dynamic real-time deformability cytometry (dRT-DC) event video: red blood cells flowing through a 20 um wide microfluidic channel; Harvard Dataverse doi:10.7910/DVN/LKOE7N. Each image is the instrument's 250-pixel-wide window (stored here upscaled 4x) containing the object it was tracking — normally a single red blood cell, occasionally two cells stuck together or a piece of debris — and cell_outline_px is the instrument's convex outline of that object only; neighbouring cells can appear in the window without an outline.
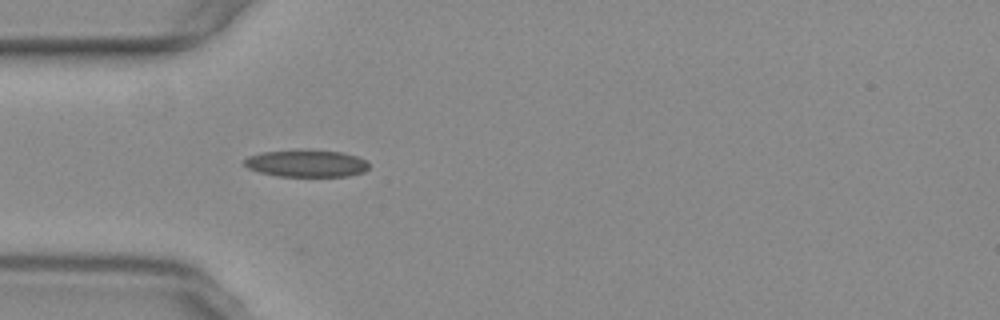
{"species": "common noctule bat (a hibernating species)", "species_latin": "Nyctalus noctula", "temperature_condition": "warm", "stored_images_in_passage": 35, "camera_frame_rate_fps": 3000, "um_per_image_px": 0.085, "animal": {"sex": "female", "body_mass_g": 29.2, "forearm_length_mm": 56.3}, "frame": {"image": 1, "passage_image": 1, "time_ms": 0.0, "image_size_px": [1000, 320], "cell_outline_px": [[368, 168], [364, 172], [348, 176], [280, 176], [260, 172], [248, 168], [244, 164], [244, 160], [248, 156], [260, 152], [296, 148], [344, 152], [368, 160]], "centroid_in_image_um": [26.05, 13.86], "position_along_channel_um": 59.0, "area_um2": 20.17}}
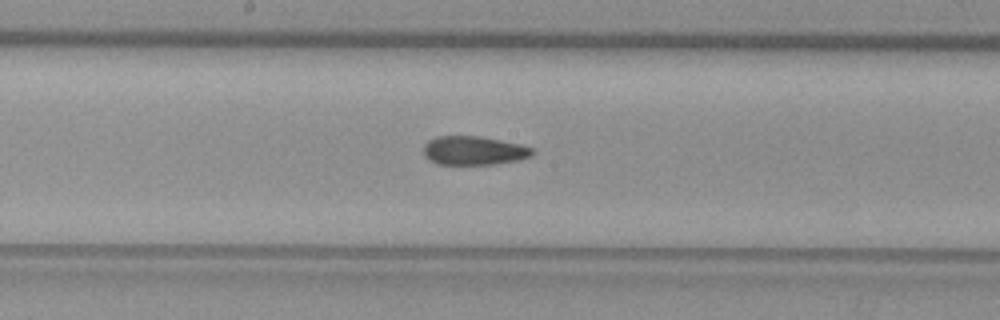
{"frame": {"image": 2, "passage_image": 13, "time_ms": 4.0, "image_size_px": [1000, 320], "cell_outline_px": [[532, 156], [516, 160], [492, 164], [436, 164], [428, 160], [424, 156], [424, 144], [428, 140], [436, 136], [480, 136], [520, 144], [532, 148]], "centroid_in_image_um": [40.21, 12.79], "position_along_channel_um": 208.0, "area_um2": 18.21}}
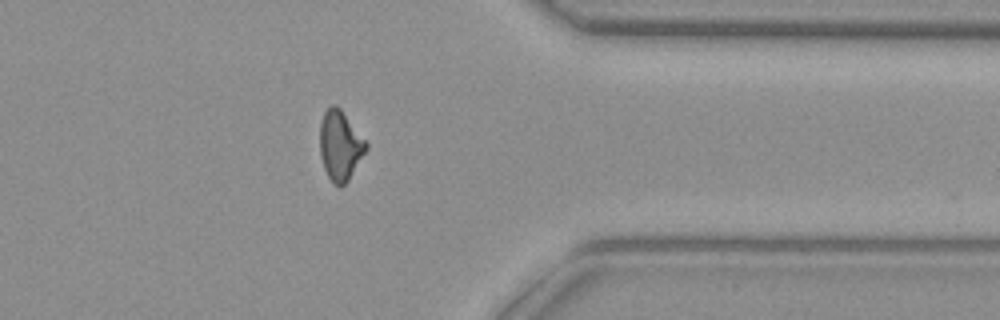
{"frame": {"image": 3, "passage_image": 28, "time_ms": 9.0, "image_size_px": [1000, 320], "cell_outline_px": [[368, 148], [348, 180], [340, 188], [332, 184], [324, 168], [320, 156], [320, 124], [324, 112], [332, 104], [336, 104], [340, 108], [368, 144]], "centroid_in_image_um": [28.9, 12.39], "position_along_channel_um": 382.5, "area_um2": 18.73}, "authors_computed_cell_mechanics": {"area_um2": 18.7272, "velocity_mm_per_s": 3.7676, "shape_relaxation_time_tau1_ms": null, "shape_relaxation_time_tau2_ms": 2.4865, "deformation_change_tau1": null, "deformation_change_tau2": 0.0929}}